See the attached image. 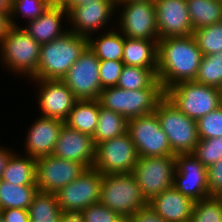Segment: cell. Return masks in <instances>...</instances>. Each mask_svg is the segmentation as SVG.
I'll return each instance as SVG.
<instances>
[{
    "mask_svg": "<svg viewBox=\"0 0 222 222\" xmlns=\"http://www.w3.org/2000/svg\"><path fill=\"white\" fill-rule=\"evenodd\" d=\"M203 54L192 35L158 41L157 79L164 91L184 81H194Z\"/></svg>",
    "mask_w": 222,
    "mask_h": 222,
    "instance_id": "obj_1",
    "label": "cell"
},
{
    "mask_svg": "<svg viewBox=\"0 0 222 222\" xmlns=\"http://www.w3.org/2000/svg\"><path fill=\"white\" fill-rule=\"evenodd\" d=\"M87 47L88 38L71 31L42 44L37 79L62 80Z\"/></svg>",
    "mask_w": 222,
    "mask_h": 222,
    "instance_id": "obj_2",
    "label": "cell"
},
{
    "mask_svg": "<svg viewBox=\"0 0 222 222\" xmlns=\"http://www.w3.org/2000/svg\"><path fill=\"white\" fill-rule=\"evenodd\" d=\"M165 97L161 82L156 79L148 88L125 90L105 88L98 98L100 105L121 114L127 120L155 112L158 103Z\"/></svg>",
    "mask_w": 222,
    "mask_h": 222,
    "instance_id": "obj_3",
    "label": "cell"
},
{
    "mask_svg": "<svg viewBox=\"0 0 222 222\" xmlns=\"http://www.w3.org/2000/svg\"><path fill=\"white\" fill-rule=\"evenodd\" d=\"M40 49L41 45L22 26L12 27L0 44V64L3 62L8 73L37 79Z\"/></svg>",
    "mask_w": 222,
    "mask_h": 222,
    "instance_id": "obj_4",
    "label": "cell"
},
{
    "mask_svg": "<svg viewBox=\"0 0 222 222\" xmlns=\"http://www.w3.org/2000/svg\"><path fill=\"white\" fill-rule=\"evenodd\" d=\"M99 202L125 220L148 205L132 173L103 175Z\"/></svg>",
    "mask_w": 222,
    "mask_h": 222,
    "instance_id": "obj_5",
    "label": "cell"
},
{
    "mask_svg": "<svg viewBox=\"0 0 222 222\" xmlns=\"http://www.w3.org/2000/svg\"><path fill=\"white\" fill-rule=\"evenodd\" d=\"M165 96L195 121L222 105V90L195 81L180 82L168 88Z\"/></svg>",
    "mask_w": 222,
    "mask_h": 222,
    "instance_id": "obj_6",
    "label": "cell"
},
{
    "mask_svg": "<svg viewBox=\"0 0 222 222\" xmlns=\"http://www.w3.org/2000/svg\"><path fill=\"white\" fill-rule=\"evenodd\" d=\"M155 113L172 152L175 155L193 153L200 140L197 122L181 112L166 96L158 103Z\"/></svg>",
    "mask_w": 222,
    "mask_h": 222,
    "instance_id": "obj_7",
    "label": "cell"
},
{
    "mask_svg": "<svg viewBox=\"0 0 222 222\" xmlns=\"http://www.w3.org/2000/svg\"><path fill=\"white\" fill-rule=\"evenodd\" d=\"M175 170V155L138 157L132 174L143 197L150 202L164 190L173 187Z\"/></svg>",
    "mask_w": 222,
    "mask_h": 222,
    "instance_id": "obj_8",
    "label": "cell"
},
{
    "mask_svg": "<svg viewBox=\"0 0 222 222\" xmlns=\"http://www.w3.org/2000/svg\"><path fill=\"white\" fill-rule=\"evenodd\" d=\"M116 9V28L125 37L159 41L154 1L116 3Z\"/></svg>",
    "mask_w": 222,
    "mask_h": 222,
    "instance_id": "obj_9",
    "label": "cell"
},
{
    "mask_svg": "<svg viewBox=\"0 0 222 222\" xmlns=\"http://www.w3.org/2000/svg\"><path fill=\"white\" fill-rule=\"evenodd\" d=\"M127 133L135 144L138 157L175 155L155 112L129 119Z\"/></svg>",
    "mask_w": 222,
    "mask_h": 222,
    "instance_id": "obj_10",
    "label": "cell"
},
{
    "mask_svg": "<svg viewBox=\"0 0 222 222\" xmlns=\"http://www.w3.org/2000/svg\"><path fill=\"white\" fill-rule=\"evenodd\" d=\"M138 155L129 134L114 137L96 145L92 168L103 175L132 173Z\"/></svg>",
    "mask_w": 222,
    "mask_h": 222,
    "instance_id": "obj_11",
    "label": "cell"
},
{
    "mask_svg": "<svg viewBox=\"0 0 222 222\" xmlns=\"http://www.w3.org/2000/svg\"><path fill=\"white\" fill-rule=\"evenodd\" d=\"M116 11V0H91L84 5L74 7L68 13L70 25L68 30L86 38L94 33L96 35L99 30L100 32H104V29L111 30L116 24L113 21L110 25L109 22L113 20Z\"/></svg>",
    "mask_w": 222,
    "mask_h": 222,
    "instance_id": "obj_12",
    "label": "cell"
},
{
    "mask_svg": "<svg viewBox=\"0 0 222 222\" xmlns=\"http://www.w3.org/2000/svg\"><path fill=\"white\" fill-rule=\"evenodd\" d=\"M99 68L100 60L87 47L62 78V81L73 92L77 100H96L103 90Z\"/></svg>",
    "mask_w": 222,
    "mask_h": 222,
    "instance_id": "obj_13",
    "label": "cell"
},
{
    "mask_svg": "<svg viewBox=\"0 0 222 222\" xmlns=\"http://www.w3.org/2000/svg\"><path fill=\"white\" fill-rule=\"evenodd\" d=\"M103 174L94 168L86 169L73 182L55 193L61 211L82 212L100 200Z\"/></svg>",
    "mask_w": 222,
    "mask_h": 222,
    "instance_id": "obj_14",
    "label": "cell"
},
{
    "mask_svg": "<svg viewBox=\"0 0 222 222\" xmlns=\"http://www.w3.org/2000/svg\"><path fill=\"white\" fill-rule=\"evenodd\" d=\"M87 168L78 162L53 155L36 159V185L38 191L53 193L78 178Z\"/></svg>",
    "mask_w": 222,
    "mask_h": 222,
    "instance_id": "obj_15",
    "label": "cell"
},
{
    "mask_svg": "<svg viewBox=\"0 0 222 222\" xmlns=\"http://www.w3.org/2000/svg\"><path fill=\"white\" fill-rule=\"evenodd\" d=\"M173 186L194 201L210 197L207 168L192 154L175 155Z\"/></svg>",
    "mask_w": 222,
    "mask_h": 222,
    "instance_id": "obj_16",
    "label": "cell"
},
{
    "mask_svg": "<svg viewBox=\"0 0 222 222\" xmlns=\"http://www.w3.org/2000/svg\"><path fill=\"white\" fill-rule=\"evenodd\" d=\"M39 87L37 104L38 116L55 118L65 121L77 99L62 80L29 79Z\"/></svg>",
    "mask_w": 222,
    "mask_h": 222,
    "instance_id": "obj_17",
    "label": "cell"
},
{
    "mask_svg": "<svg viewBox=\"0 0 222 222\" xmlns=\"http://www.w3.org/2000/svg\"><path fill=\"white\" fill-rule=\"evenodd\" d=\"M159 39L193 34L186 0H154Z\"/></svg>",
    "mask_w": 222,
    "mask_h": 222,
    "instance_id": "obj_18",
    "label": "cell"
},
{
    "mask_svg": "<svg viewBox=\"0 0 222 222\" xmlns=\"http://www.w3.org/2000/svg\"><path fill=\"white\" fill-rule=\"evenodd\" d=\"M95 151L96 145L90 135L63 124L52 155L81 163L89 169L94 164Z\"/></svg>",
    "mask_w": 222,
    "mask_h": 222,
    "instance_id": "obj_19",
    "label": "cell"
},
{
    "mask_svg": "<svg viewBox=\"0 0 222 222\" xmlns=\"http://www.w3.org/2000/svg\"><path fill=\"white\" fill-rule=\"evenodd\" d=\"M63 124L64 121L60 119L39 116L28 128L23 147L24 155L36 159L52 155Z\"/></svg>",
    "mask_w": 222,
    "mask_h": 222,
    "instance_id": "obj_20",
    "label": "cell"
},
{
    "mask_svg": "<svg viewBox=\"0 0 222 222\" xmlns=\"http://www.w3.org/2000/svg\"><path fill=\"white\" fill-rule=\"evenodd\" d=\"M66 20V21H65ZM63 21L68 25V12L65 8L48 7L38 18L27 21L22 28L40 45L49 43L65 34ZM65 29V30H64Z\"/></svg>",
    "mask_w": 222,
    "mask_h": 222,
    "instance_id": "obj_21",
    "label": "cell"
},
{
    "mask_svg": "<svg viewBox=\"0 0 222 222\" xmlns=\"http://www.w3.org/2000/svg\"><path fill=\"white\" fill-rule=\"evenodd\" d=\"M148 204L166 222H189L195 201L173 186L154 197Z\"/></svg>",
    "mask_w": 222,
    "mask_h": 222,
    "instance_id": "obj_22",
    "label": "cell"
},
{
    "mask_svg": "<svg viewBox=\"0 0 222 222\" xmlns=\"http://www.w3.org/2000/svg\"><path fill=\"white\" fill-rule=\"evenodd\" d=\"M158 42L156 40L125 37L122 62L124 65L157 68Z\"/></svg>",
    "mask_w": 222,
    "mask_h": 222,
    "instance_id": "obj_23",
    "label": "cell"
},
{
    "mask_svg": "<svg viewBox=\"0 0 222 222\" xmlns=\"http://www.w3.org/2000/svg\"><path fill=\"white\" fill-rule=\"evenodd\" d=\"M100 102L96 100H77L64 121L68 127L93 137L98 123Z\"/></svg>",
    "mask_w": 222,
    "mask_h": 222,
    "instance_id": "obj_24",
    "label": "cell"
},
{
    "mask_svg": "<svg viewBox=\"0 0 222 222\" xmlns=\"http://www.w3.org/2000/svg\"><path fill=\"white\" fill-rule=\"evenodd\" d=\"M116 30V31H115ZM88 38V47L100 60L122 61L125 36L116 28L104 30V34L97 33Z\"/></svg>",
    "mask_w": 222,
    "mask_h": 222,
    "instance_id": "obj_25",
    "label": "cell"
},
{
    "mask_svg": "<svg viewBox=\"0 0 222 222\" xmlns=\"http://www.w3.org/2000/svg\"><path fill=\"white\" fill-rule=\"evenodd\" d=\"M1 180L16 185H36V158L15 152L9 158Z\"/></svg>",
    "mask_w": 222,
    "mask_h": 222,
    "instance_id": "obj_26",
    "label": "cell"
},
{
    "mask_svg": "<svg viewBox=\"0 0 222 222\" xmlns=\"http://www.w3.org/2000/svg\"><path fill=\"white\" fill-rule=\"evenodd\" d=\"M193 31L222 22V0H186Z\"/></svg>",
    "mask_w": 222,
    "mask_h": 222,
    "instance_id": "obj_27",
    "label": "cell"
},
{
    "mask_svg": "<svg viewBox=\"0 0 222 222\" xmlns=\"http://www.w3.org/2000/svg\"><path fill=\"white\" fill-rule=\"evenodd\" d=\"M37 185H16L0 179V210L20 208L28 210Z\"/></svg>",
    "mask_w": 222,
    "mask_h": 222,
    "instance_id": "obj_28",
    "label": "cell"
},
{
    "mask_svg": "<svg viewBox=\"0 0 222 222\" xmlns=\"http://www.w3.org/2000/svg\"><path fill=\"white\" fill-rule=\"evenodd\" d=\"M128 120L119 113L100 105L96 131L92 137L94 144L119 137L127 132Z\"/></svg>",
    "mask_w": 222,
    "mask_h": 222,
    "instance_id": "obj_29",
    "label": "cell"
},
{
    "mask_svg": "<svg viewBox=\"0 0 222 222\" xmlns=\"http://www.w3.org/2000/svg\"><path fill=\"white\" fill-rule=\"evenodd\" d=\"M30 222H60L62 211L55 194L38 191L28 208Z\"/></svg>",
    "mask_w": 222,
    "mask_h": 222,
    "instance_id": "obj_30",
    "label": "cell"
},
{
    "mask_svg": "<svg viewBox=\"0 0 222 222\" xmlns=\"http://www.w3.org/2000/svg\"><path fill=\"white\" fill-rule=\"evenodd\" d=\"M157 79V68L124 65L117 87L125 90L148 88Z\"/></svg>",
    "mask_w": 222,
    "mask_h": 222,
    "instance_id": "obj_31",
    "label": "cell"
},
{
    "mask_svg": "<svg viewBox=\"0 0 222 222\" xmlns=\"http://www.w3.org/2000/svg\"><path fill=\"white\" fill-rule=\"evenodd\" d=\"M194 81L222 90V52L202 57Z\"/></svg>",
    "mask_w": 222,
    "mask_h": 222,
    "instance_id": "obj_32",
    "label": "cell"
},
{
    "mask_svg": "<svg viewBox=\"0 0 222 222\" xmlns=\"http://www.w3.org/2000/svg\"><path fill=\"white\" fill-rule=\"evenodd\" d=\"M192 36L203 56L222 52V22L196 29Z\"/></svg>",
    "mask_w": 222,
    "mask_h": 222,
    "instance_id": "obj_33",
    "label": "cell"
},
{
    "mask_svg": "<svg viewBox=\"0 0 222 222\" xmlns=\"http://www.w3.org/2000/svg\"><path fill=\"white\" fill-rule=\"evenodd\" d=\"M49 7L47 0H12L10 19L13 27H21L15 19L19 17L31 21L42 15ZM28 19V20H27ZM18 23V24H17Z\"/></svg>",
    "mask_w": 222,
    "mask_h": 222,
    "instance_id": "obj_34",
    "label": "cell"
},
{
    "mask_svg": "<svg viewBox=\"0 0 222 222\" xmlns=\"http://www.w3.org/2000/svg\"><path fill=\"white\" fill-rule=\"evenodd\" d=\"M189 222H222V197L195 201Z\"/></svg>",
    "mask_w": 222,
    "mask_h": 222,
    "instance_id": "obj_35",
    "label": "cell"
},
{
    "mask_svg": "<svg viewBox=\"0 0 222 222\" xmlns=\"http://www.w3.org/2000/svg\"><path fill=\"white\" fill-rule=\"evenodd\" d=\"M206 168L222 158V136L200 139L192 153Z\"/></svg>",
    "mask_w": 222,
    "mask_h": 222,
    "instance_id": "obj_36",
    "label": "cell"
},
{
    "mask_svg": "<svg viewBox=\"0 0 222 222\" xmlns=\"http://www.w3.org/2000/svg\"><path fill=\"white\" fill-rule=\"evenodd\" d=\"M200 139H210L222 136V105L216 110L201 117L197 121Z\"/></svg>",
    "mask_w": 222,
    "mask_h": 222,
    "instance_id": "obj_37",
    "label": "cell"
},
{
    "mask_svg": "<svg viewBox=\"0 0 222 222\" xmlns=\"http://www.w3.org/2000/svg\"><path fill=\"white\" fill-rule=\"evenodd\" d=\"M84 222H125L117 212L100 202L86 207L83 211Z\"/></svg>",
    "mask_w": 222,
    "mask_h": 222,
    "instance_id": "obj_38",
    "label": "cell"
},
{
    "mask_svg": "<svg viewBox=\"0 0 222 222\" xmlns=\"http://www.w3.org/2000/svg\"><path fill=\"white\" fill-rule=\"evenodd\" d=\"M123 67L122 61H100L99 74L102 89L117 86Z\"/></svg>",
    "mask_w": 222,
    "mask_h": 222,
    "instance_id": "obj_39",
    "label": "cell"
},
{
    "mask_svg": "<svg viewBox=\"0 0 222 222\" xmlns=\"http://www.w3.org/2000/svg\"><path fill=\"white\" fill-rule=\"evenodd\" d=\"M209 193L212 197H222V158L207 168Z\"/></svg>",
    "mask_w": 222,
    "mask_h": 222,
    "instance_id": "obj_40",
    "label": "cell"
},
{
    "mask_svg": "<svg viewBox=\"0 0 222 222\" xmlns=\"http://www.w3.org/2000/svg\"><path fill=\"white\" fill-rule=\"evenodd\" d=\"M125 222H166L158 213H156L149 204L131 217L127 218Z\"/></svg>",
    "mask_w": 222,
    "mask_h": 222,
    "instance_id": "obj_41",
    "label": "cell"
},
{
    "mask_svg": "<svg viewBox=\"0 0 222 222\" xmlns=\"http://www.w3.org/2000/svg\"><path fill=\"white\" fill-rule=\"evenodd\" d=\"M4 222H30L29 212L26 209L10 208L0 210Z\"/></svg>",
    "mask_w": 222,
    "mask_h": 222,
    "instance_id": "obj_42",
    "label": "cell"
},
{
    "mask_svg": "<svg viewBox=\"0 0 222 222\" xmlns=\"http://www.w3.org/2000/svg\"><path fill=\"white\" fill-rule=\"evenodd\" d=\"M10 13L0 12V44L12 28Z\"/></svg>",
    "mask_w": 222,
    "mask_h": 222,
    "instance_id": "obj_43",
    "label": "cell"
},
{
    "mask_svg": "<svg viewBox=\"0 0 222 222\" xmlns=\"http://www.w3.org/2000/svg\"><path fill=\"white\" fill-rule=\"evenodd\" d=\"M16 151L10 150L7 147L0 145V179L2 177L3 171L6 168V165L9 161V158L15 153Z\"/></svg>",
    "mask_w": 222,
    "mask_h": 222,
    "instance_id": "obj_44",
    "label": "cell"
},
{
    "mask_svg": "<svg viewBox=\"0 0 222 222\" xmlns=\"http://www.w3.org/2000/svg\"><path fill=\"white\" fill-rule=\"evenodd\" d=\"M60 222H84L82 212L63 211Z\"/></svg>",
    "mask_w": 222,
    "mask_h": 222,
    "instance_id": "obj_45",
    "label": "cell"
},
{
    "mask_svg": "<svg viewBox=\"0 0 222 222\" xmlns=\"http://www.w3.org/2000/svg\"><path fill=\"white\" fill-rule=\"evenodd\" d=\"M70 0H47L49 7L65 8Z\"/></svg>",
    "mask_w": 222,
    "mask_h": 222,
    "instance_id": "obj_46",
    "label": "cell"
},
{
    "mask_svg": "<svg viewBox=\"0 0 222 222\" xmlns=\"http://www.w3.org/2000/svg\"><path fill=\"white\" fill-rule=\"evenodd\" d=\"M91 0H70L69 4L65 7L67 12L69 13L74 7H77L79 5H84L88 3Z\"/></svg>",
    "mask_w": 222,
    "mask_h": 222,
    "instance_id": "obj_47",
    "label": "cell"
},
{
    "mask_svg": "<svg viewBox=\"0 0 222 222\" xmlns=\"http://www.w3.org/2000/svg\"><path fill=\"white\" fill-rule=\"evenodd\" d=\"M11 0H0V12L10 13L11 12Z\"/></svg>",
    "mask_w": 222,
    "mask_h": 222,
    "instance_id": "obj_48",
    "label": "cell"
},
{
    "mask_svg": "<svg viewBox=\"0 0 222 222\" xmlns=\"http://www.w3.org/2000/svg\"><path fill=\"white\" fill-rule=\"evenodd\" d=\"M139 1H154V0H116V3H130Z\"/></svg>",
    "mask_w": 222,
    "mask_h": 222,
    "instance_id": "obj_49",
    "label": "cell"
},
{
    "mask_svg": "<svg viewBox=\"0 0 222 222\" xmlns=\"http://www.w3.org/2000/svg\"><path fill=\"white\" fill-rule=\"evenodd\" d=\"M0 222H4V219L2 218L1 215H0Z\"/></svg>",
    "mask_w": 222,
    "mask_h": 222,
    "instance_id": "obj_50",
    "label": "cell"
}]
</instances>
